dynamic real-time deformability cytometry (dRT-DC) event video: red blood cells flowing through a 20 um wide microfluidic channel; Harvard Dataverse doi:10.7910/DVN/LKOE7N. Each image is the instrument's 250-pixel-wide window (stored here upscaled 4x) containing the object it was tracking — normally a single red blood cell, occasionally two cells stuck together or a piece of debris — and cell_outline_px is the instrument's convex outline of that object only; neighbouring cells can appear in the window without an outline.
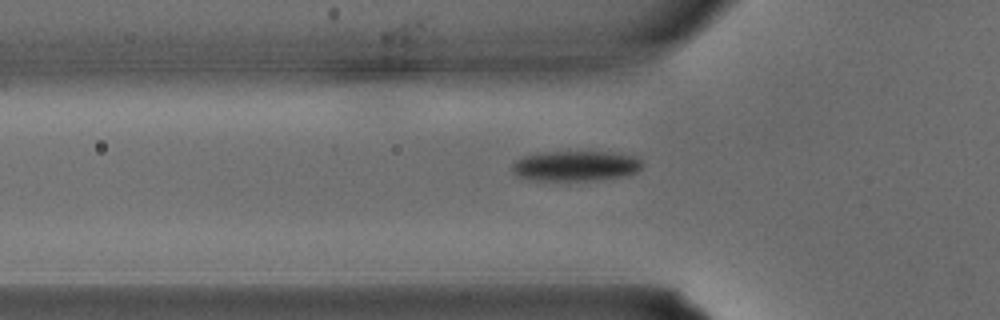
{"species": "common noctule bat (a hibernating species)", "species_latin": "Nyctalus noctula", "temperature_condition": "warm", "stored_images_in_passage": 5, "camera_frame_rate_fps": 3000, "um_per_image_px": 0.085, "animal": {"sex": "male", "body_mass_g": 15.6}, "frame": {"image": 1, "passage_image": 5, "time_ms": 1.333, "image_size_px": [1000, 320], "cell_outline_px": [[644, 164], [636, 172], [628, 176], [592, 180], [532, 180], [516, 176], [512, 172], [512, 164], [516, 160], [524, 156], [536, 152], [612, 152], [636, 156]], "centroid_in_image_um": [48.92, 14.1], "position_along_channel_um": 76.9, "area_um2": 23.12}}